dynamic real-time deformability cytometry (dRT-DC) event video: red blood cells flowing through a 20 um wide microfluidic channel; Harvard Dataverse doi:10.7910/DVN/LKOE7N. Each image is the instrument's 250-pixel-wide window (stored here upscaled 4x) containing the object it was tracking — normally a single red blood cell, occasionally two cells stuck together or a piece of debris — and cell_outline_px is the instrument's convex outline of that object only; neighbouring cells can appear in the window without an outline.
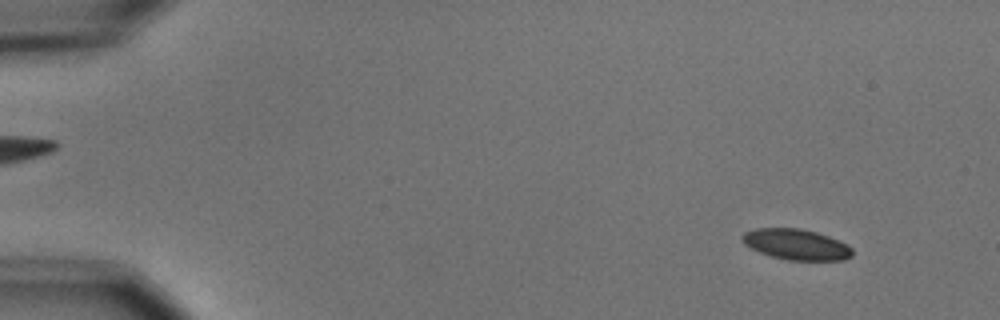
{"species": "common noctule bat (a hibernating species)", "species_latin": "Nyctalus noctula", "temperature_condition": "cold", "stored_images_in_passage": 5, "camera_frame_rate_fps": 3000, "um_per_image_px": 0.085, "animal": {"sex": "male", "body_mass_g": 15.6}, "frame": {"image": 1, "passage_image": 1, "time_ms": 0.0, "image_size_px": [1000, 320], "cell_outline_px": [[852, 256], [844, 260], [788, 260], [772, 256], [760, 252], [744, 244], [740, 240], [740, 236], [744, 232], [756, 228], [800, 228], [816, 232], [828, 236], [848, 244], [852, 248]], "centroid_in_image_um": [67.67, 20.77], "position_along_channel_um": 17.3, "area_um2": 19.77}}
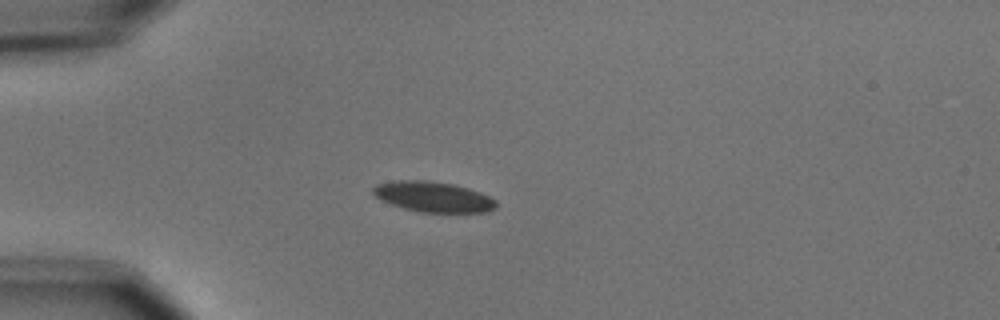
{"frame": {"image": 2, "passage_image": 4, "time_ms": 3.333, "image_size_px": [1000, 320], "cell_outline_px": [[496, 208], [488, 212], [420, 212], [404, 208], [392, 204], [376, 196], [372, 192], [372, 188], [376, 184], [392, 180], [428, 180], [452, 184], [468, 188], [480, 192], [496, 200]], "centroid_in_image_um": [36.83, 16.72], "position_along_channel_um": 48.2, "area_um2": 21.73}}
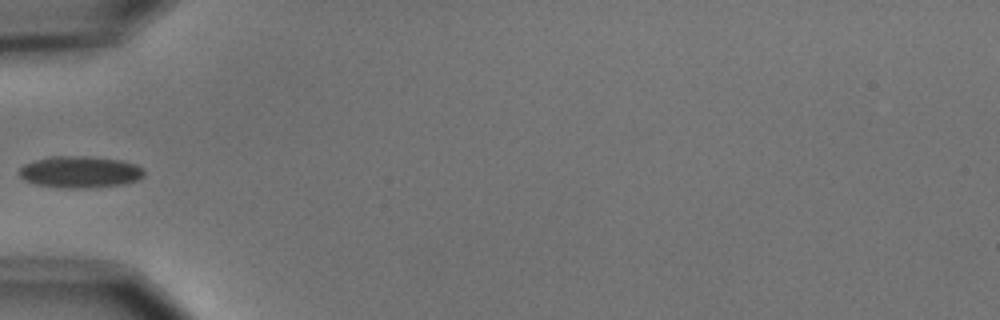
{"frame": {"image": 3, "passage_image": 5, "time_ms": 4.667, "image_size_px": [1000, 320], "cell_outline_px": [[144, 176], [136, 180], [124, 184], [96, 188], [64, 188], [36, 184], [24, 180], [20, 176], [20, 168], [24, 164], [48, 156], [84, 156], [120, 160], [136, 164], [144, 168]], "centroid_in_image_um": [6.82, 14.62], "position_along_channel_um": 78.2, "area_um2": 23.18}}